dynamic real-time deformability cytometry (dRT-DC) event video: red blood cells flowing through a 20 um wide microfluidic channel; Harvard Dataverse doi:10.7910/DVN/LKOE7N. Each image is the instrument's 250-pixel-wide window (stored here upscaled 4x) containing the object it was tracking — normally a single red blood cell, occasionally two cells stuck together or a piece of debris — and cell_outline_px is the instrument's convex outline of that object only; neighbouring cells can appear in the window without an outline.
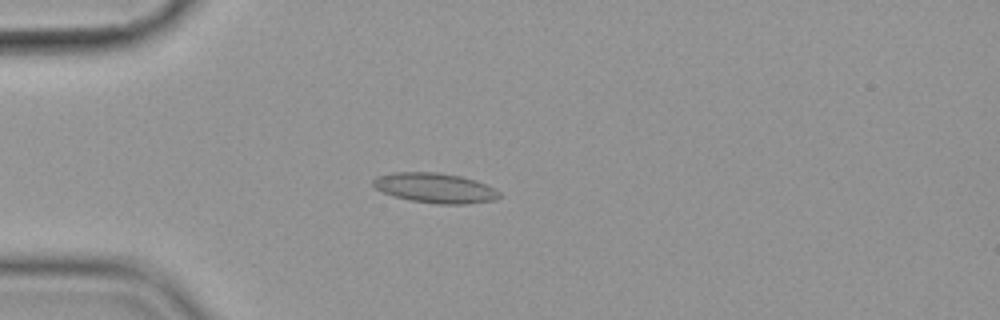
{"species": "common noctule bat (a hibernating species)", "species_latin": "Nyctalus noctula", "temperature_condition": "cold", "stored_images_in_passage": 6, "segment_of_instrument_passage": [1, 2], "camera_frame_rate_fps": 3000, "um_per_image_px": 0.085, "animal": {"sex": "female", "body_mass_g": 19.9}, "frame": {"image": 1, "passage_image": 2, "time_ms": 0.333, "image_size_px": [1000, 320], "cell_outline_px": [[500, 196], [496, 200], [464, 204], [436, 204], [408, 200], [392, 196], [376, 188], [372, 184], [372, 180], [376, 176], [392, 172], [436, 172], [460, 176], [476, 180], [500, 192]], "centroid_in_image_um": [36.94, 15.98], "position_along_channel_um": 48.1, "area_um2": 22.08}}